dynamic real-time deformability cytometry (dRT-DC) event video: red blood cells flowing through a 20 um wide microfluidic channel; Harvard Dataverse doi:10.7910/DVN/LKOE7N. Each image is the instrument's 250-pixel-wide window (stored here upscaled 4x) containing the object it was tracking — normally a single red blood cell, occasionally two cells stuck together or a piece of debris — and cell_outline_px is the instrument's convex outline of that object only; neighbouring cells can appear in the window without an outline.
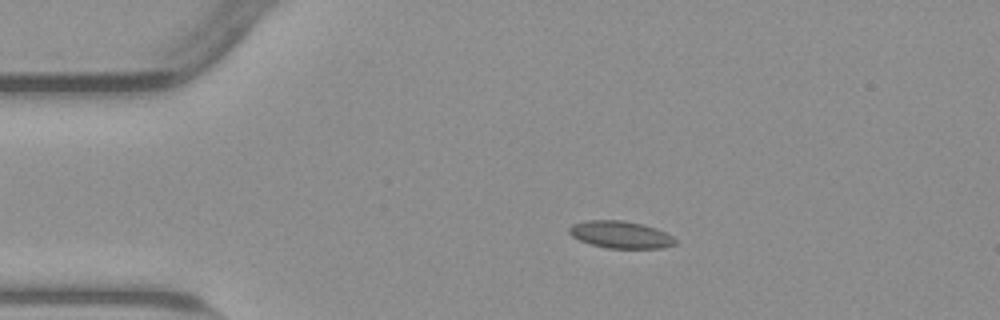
{"species": "common noctule bat (a hibernating species)", "species_latin": "Nyctalus noctula", "temperature_condition": "warm", "stored_images_in_passage": 44, "camera_frame_rate_fps": 3000, "um_per_image_px": 0.085, "animal": {"sex": "male", "body_mass_g": 23.1, "forearm_length_mm": 52.7}, "frame": {"image": 1, "passage_image": 1, "time_ms": 0.0, "image_size_px": [1000, 320], "cell_outline_px": [[676, 244], [664, 248], [608, 248], [592, 244], [580, 240], [572, 236], [568, 232], [568, 228], [572, 224], [584, 220], [624, 220], [644, 224], [656, 228], [672, 236], [676, 240]], "centroid_in_image_um": [52.74, 19.93], "position_along_channel_um": 32.3, "area_um2": 16.88}}
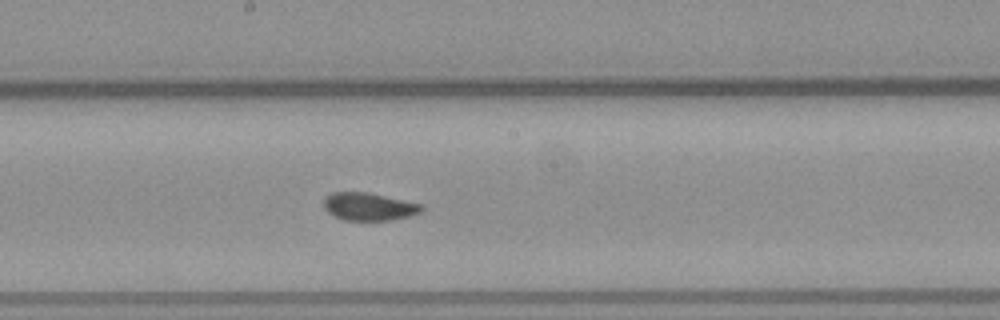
{"frame": {"image": 2, "passage_image": 19, "time_ms": 6.0, "image_size_px": [1000, 320], "cell_outline_px": [[424, 208], [420, 212], [412, 216], [392, 220], [344, 220], [332, 216], [324, 208], [324, 200], [332, 192], [368, 192], [420, 204]], "centroid_in_image_um": [31.34, 17.57], "position_along_channel_um": 216.9, "area_um2": 15.78}}
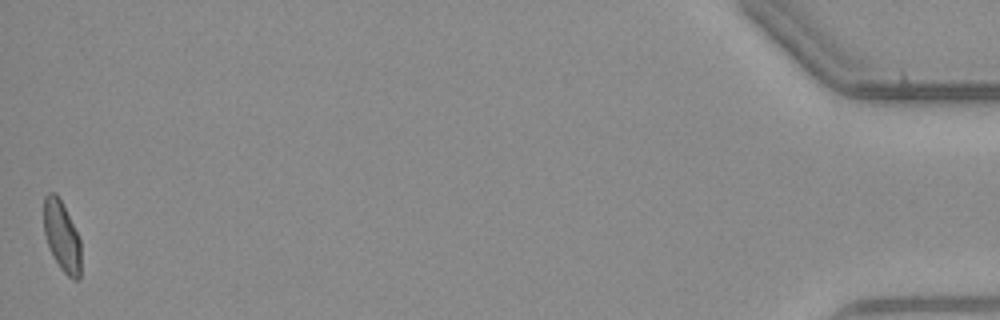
{"frame": {"image": 3, "passage_image": 44, "time_ms": 14.333, "image_size_px": [1000, 320], "cell_outline_px": [[80, 276], [76, 280], [72, 280], [60, 268], [52, 256], [44, 232], [44, 196], [48, 192], [56, 192], [80, 240]], "centroid_in_image_um": [5.24, 20.1], "position_along_channel_um": 430.0, "area_um2": 14.97}, "authors_computed_cell_mechanics": {"area_um2": 16.1551, "velocity_mm_per_s": 3.8181, "shape_relaxation_time_tau1_ms": null, "shape_relaxation_time_tau2_ms": 1.042, "deformation_change_tau1": null, "deformation_change_tau2": 0.0462}}